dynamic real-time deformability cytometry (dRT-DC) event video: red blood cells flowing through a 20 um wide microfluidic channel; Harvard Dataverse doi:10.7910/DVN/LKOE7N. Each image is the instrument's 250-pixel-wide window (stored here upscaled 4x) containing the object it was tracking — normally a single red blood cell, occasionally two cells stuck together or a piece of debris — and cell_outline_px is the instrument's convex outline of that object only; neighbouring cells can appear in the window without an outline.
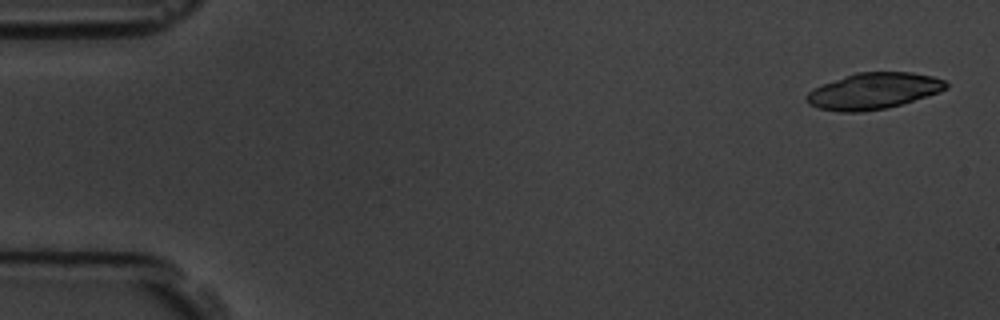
{"species": "common noctule bat (a hibernating species)", "species_latin": "Nyctalus noctula", "temperature_condition": "room temperature", "stored_images_in_passage": 4, "camera_frame_rate_fps": 3000, "um_per_image_px": 0.085, "animal": {"sex": "male", "body_mass_g": 19.5, "forearm_length_mm": 54.6}, "frame": {"image": 1, "passage_image": 1, "time_ms": 0.0, "image_size_px": [1000, 320], "cell_outline_px": [[948, 88], [940, 92], [888, 108], [860, 112], [840, 112], [820, 108], [808, 104], [804, 100], [804, 96], [808, 92], [824, 84], [844, 76], [856, 72], [912, 72], [932, 76], [944, 80], [948, 84]], "centroid_in_image_um": [74.25, 7.74], "position_along_channel_um": 10.8, "area_um2": 29.42}}